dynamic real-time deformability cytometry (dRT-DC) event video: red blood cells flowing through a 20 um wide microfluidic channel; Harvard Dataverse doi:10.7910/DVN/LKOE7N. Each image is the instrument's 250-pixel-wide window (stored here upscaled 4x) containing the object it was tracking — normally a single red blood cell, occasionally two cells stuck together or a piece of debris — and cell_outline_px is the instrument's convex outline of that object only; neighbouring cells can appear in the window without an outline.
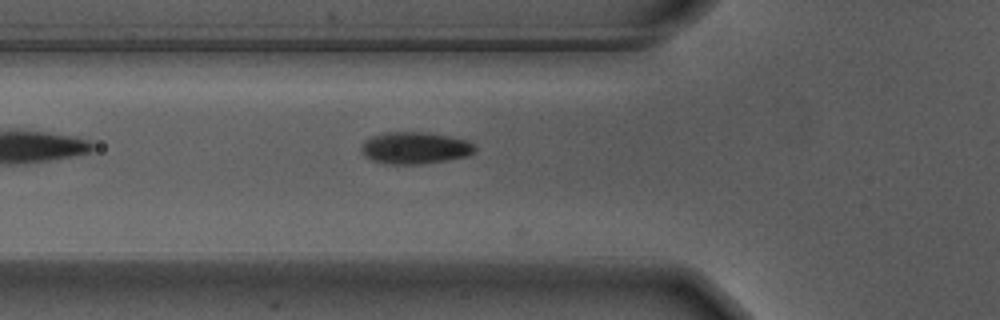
{"species": "Egyptian fruit bat (a non-hibernating species)", "species_latin": "Rousettus aegyptiacus", "temperature_condition": "warm", "stored_images_in_passage": 10, "camera_frame_rate_fps": 3000, "um_per_image_px": 0.085, "animal": {"sex": "male"}, "frame": {"image": 1, "passage_image": 4, "time_ms": 1.0, "image_size_px": [1000, 320], "cell_outline_px": [[476, 152], [468, 156], [420, 164], [392, 164], [372, 160], [364, 156], [360, 152], [360, 144], [364, 140], [372, 136], [388, 132], [428, 132], [468, 140], [476, 144]], "centroid_in_image_um": [35.27, 12.56], "position_along_channel_um": 90.5, "area_um2": 21.33}}
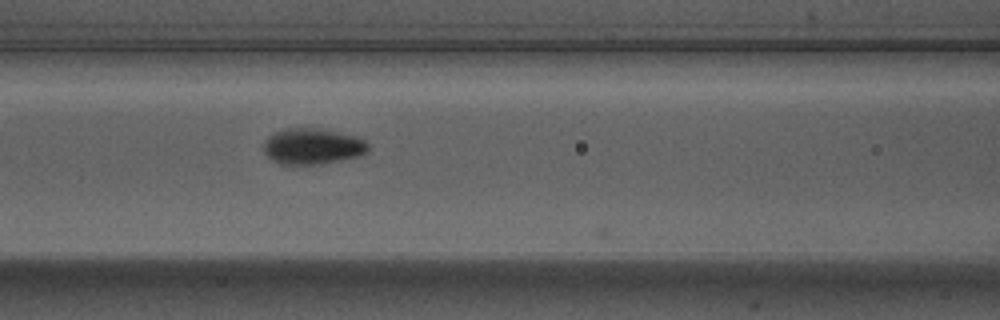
{"frame": {"image": 2, "passage_image": 8, "time_ms": 2.333, "image_size_px": [1000, 320], "cell_outline_px": [[368, 152], [356, 156], [340, 160], [320, 164], [280, 164], [272, 160], [264, 152], [264, 140], [268, 136], [284, 128], [316, 128], [356, 136], [364, 140], [368, 144]], "centroid_in_image_um": [26.53, 12.43], "position_along_channel_um": 140.1, "area_um2": 21.73}}